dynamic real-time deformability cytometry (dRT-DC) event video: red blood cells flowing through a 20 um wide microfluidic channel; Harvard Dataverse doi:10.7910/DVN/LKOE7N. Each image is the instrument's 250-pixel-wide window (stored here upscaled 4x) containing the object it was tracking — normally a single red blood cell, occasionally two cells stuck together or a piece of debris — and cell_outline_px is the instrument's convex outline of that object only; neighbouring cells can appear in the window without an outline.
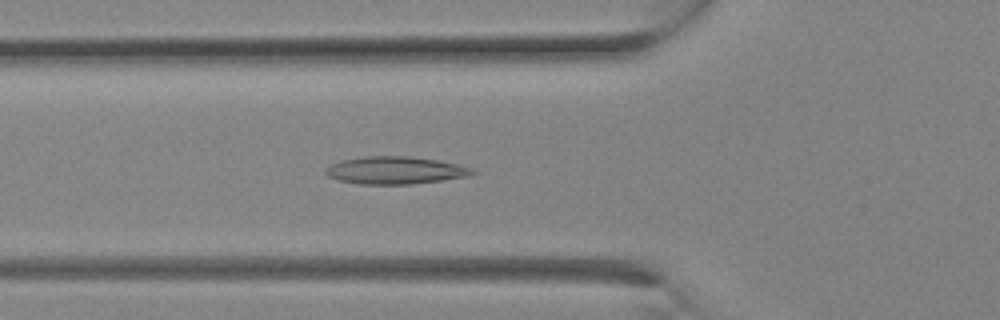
{"species": "Egyptian fruit bat (a non-hibernating species)", "species_latin": "Rousettus aegyptiacus", "temperature_condition": "room temperature", "stored_images_in_passage": 13, "camera_frame_rate_fps": 3000, "um_per_image_px": 0.085, "animal": {"sex": "female"}, "frame": {"image": 1, "passage_image": 5, "time_ms": 1.333, "image_size_px": [1000, 320], "cell_outline_px": [[480, 172], [468, 176], [412, 184], [360, 184], [340, 180], [328, 176], [324, 172], [324, 168], [340, 160], [364, 156], [408, 156], [436, 160], [456, 164], [472, 168]], "centroid_in_image_um": [33.58, 14.47], "position_along_channel_um": 92.2, "area_um2": 23.47}}
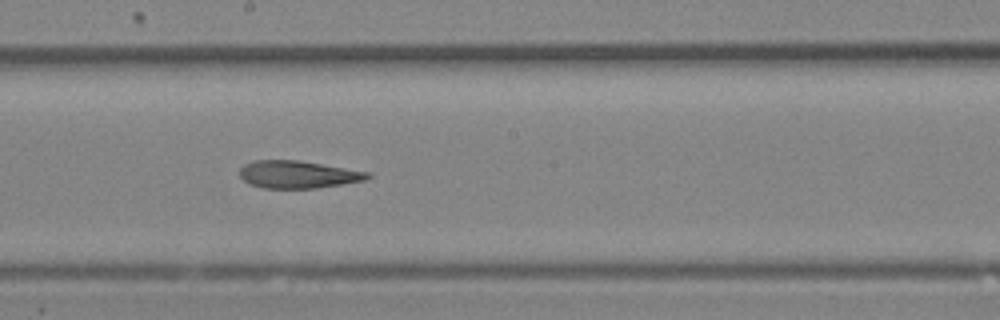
{"frame": {"image": 2, "passage_image": 10, "time_ms": 3.0, "image_size_px": [1000, 320], "cell_outline_px": [[372, 176], [364, 180], [316, 188], [264, 188], [248, 184], [240, 176], [240, 168], [244, 164], [252, 160], [300, 160], [372, 172]], "centroid_in_image_um": [25.33, 14.82], "position_along_channel_um": 222.9, "area_um2": 20.63}}
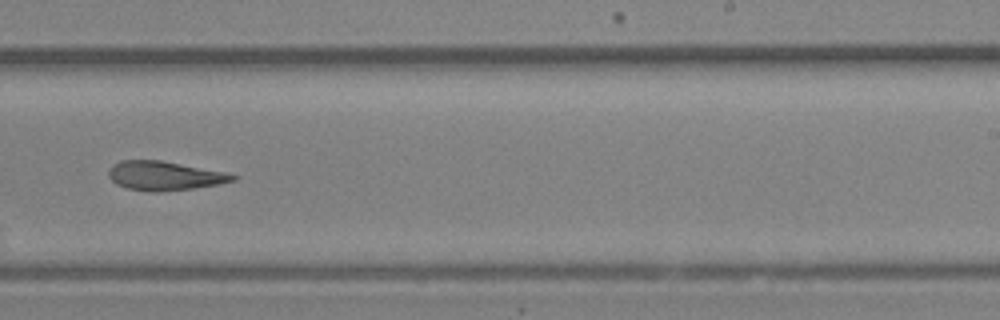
{"frame": {"image": 3, "passage_image": 12, "time_ms": 3.667, "image_size_px": [1000, 320], "cell_outline_px": [[240, 176], [236, 180], [220, 184], [192, 188], [156, 192], [152, 192], [128, 188], [116, 184], [108, 176], [108, 168], [112, 164], [120, 160], [160, 160], [224, 172]], "centroid_in_image_um": [13.96, 14.93], "position_along_channel_um": 275.0, "area_um2": 20.98}}